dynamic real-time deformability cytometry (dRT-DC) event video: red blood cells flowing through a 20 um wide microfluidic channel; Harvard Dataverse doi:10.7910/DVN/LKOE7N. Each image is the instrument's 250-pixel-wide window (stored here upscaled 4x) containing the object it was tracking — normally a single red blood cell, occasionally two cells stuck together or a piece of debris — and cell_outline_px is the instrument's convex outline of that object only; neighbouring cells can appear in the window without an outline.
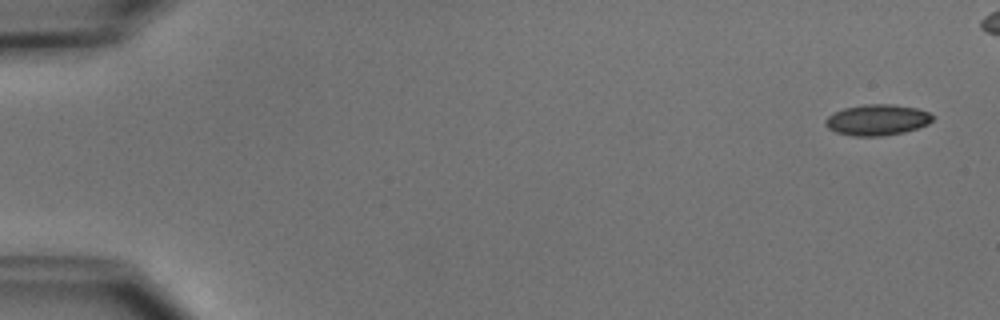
{"species": "common noctule bat (a hibernating species)", "species_latin": "Nyctalus noctula", "temperature_condition": "cold", "stored_images_in_passage": 5, "segment_of_instrument_passage": [2, 2], "camera_frame_rate_fps": 3000, "um_per_image_px": 0.085, "animal": {"sex": "male", "body_mass_g": 15.6}, "frame": {"image": 1, "passage_image": 5, "time_ms": 6.0, "image_size_px": [1000, 320], "cell_outline_px": [[936, 116], [928, 124], [904, 132], [880, 136], [852, 136], [836, 132], [828, 128], [824, 124], [824, 120], [828, 116], [844, 108], [864, 104], [892, 104], [916, 108], [928, 112]], "centroid_in_image_um": [74.56, 10.19], "position_along_channel_um": 10.4, "area_um2": 19.31}}